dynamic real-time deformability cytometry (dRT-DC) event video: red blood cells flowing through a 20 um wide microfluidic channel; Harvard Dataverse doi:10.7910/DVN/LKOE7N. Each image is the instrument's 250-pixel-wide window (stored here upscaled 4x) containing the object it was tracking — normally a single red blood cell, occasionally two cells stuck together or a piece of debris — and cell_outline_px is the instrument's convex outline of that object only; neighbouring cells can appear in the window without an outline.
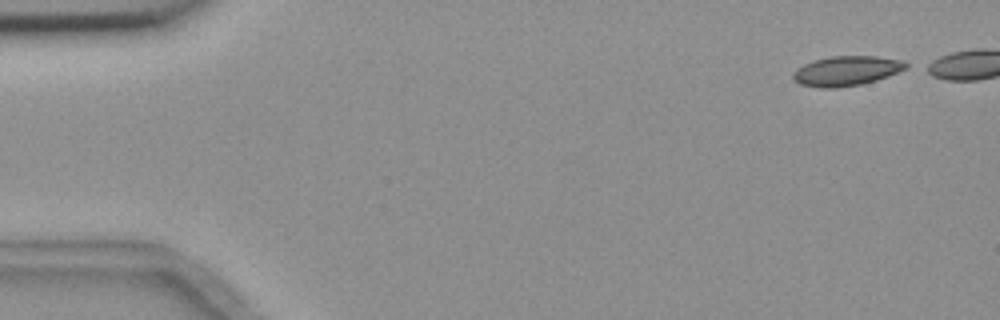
{"species": "common noctule bat (a hibernating species)", "species_latin": "Nyctalus noctula", "temperature_condition": "room temperature", "stored_images_in_passage": 9, "camera_frame_rate_fps": 3000, "um_per_image_px": 0.085, "animal": {"sex": "female", "body_mass_g": 18.4}, "frame": {"image": 1, "passage_image": 1, "time_ms": 0.0, "image_size_px": [1000, 320], "cell_outline_px": [[912, 64], [908, 68], [888, 76], [876, 80], [860, 84], [836, 88], [820, 88], [800, 84], [792, 80], [792, 72], [796, 68], [812, 60], [832, 56], [876, 56], [904, 60]], "centroid_in_image_um": [71.96, 6.02], "position_along_channel_um": 13.0, "area_um2": 19.88}}
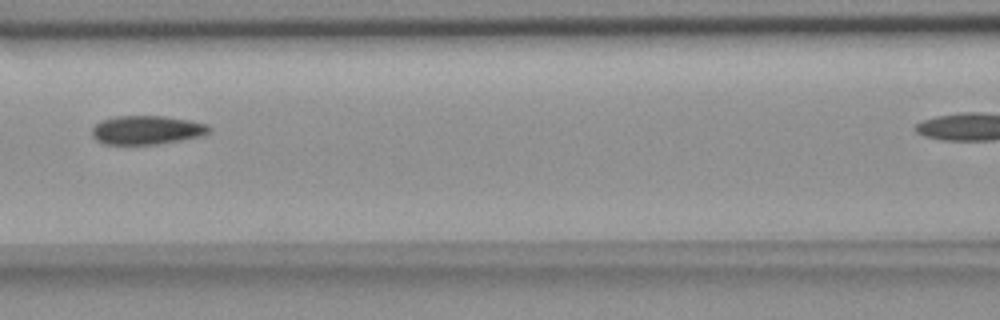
{"frame": {"image": 2, "passage_image": 7, "time_ms": 7.0, "image_size_px": [1000, 320], "cell_outline_px": [[212, 128], [208, 132], [200, 136], [180, 140], [156, 144], [104, 144], [96, 140], [92, 136], [92, 128], [100, 120], [116, 116], [164, 116], [188, 120], [208, 124]], "centroid_in_image_um": [12.45, 11.04], "position_along_channel_um": 154.2, "area_um2": 19.59}}
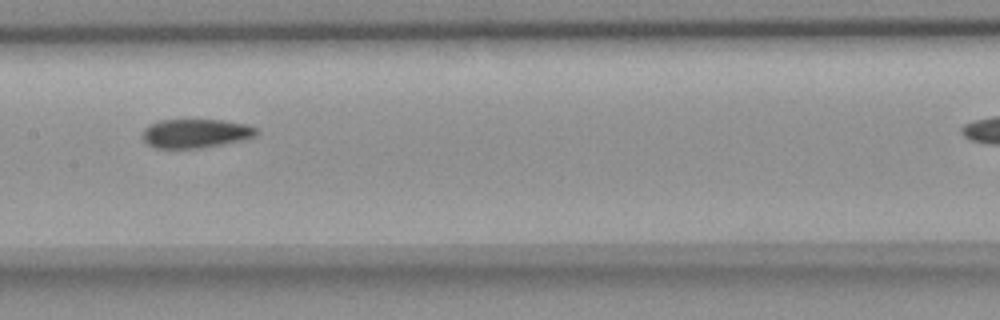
{"frame": {"image": 3, "passage_image": 8, "time_ms": 8.0, "image_size_px": [1000, 320], "cell_outline_px": [[260, 132], [256, 136], [240, 140], [204, 148], [156, 148], [148, 144], [140, 136], [144, 128], [148, 124], [160, 120], [220, 120], [248, 124], [256, 128]], "centroid_in_image_um": [16.61, 11.33], "position_along_channel_um": 190.8, "area_um2": 19.36}}